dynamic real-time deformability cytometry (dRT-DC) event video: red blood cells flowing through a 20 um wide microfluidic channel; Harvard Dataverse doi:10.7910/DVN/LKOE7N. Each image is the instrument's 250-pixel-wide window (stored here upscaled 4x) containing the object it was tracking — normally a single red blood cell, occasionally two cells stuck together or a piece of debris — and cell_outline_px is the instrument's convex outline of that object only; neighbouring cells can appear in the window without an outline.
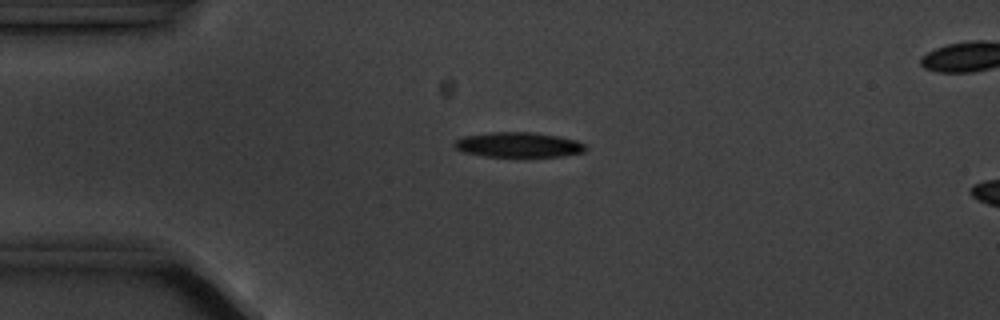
{"species": "common noctule bat (a hibernating species)", "species_latin": "Nyctalus noctula", "temperature_condition": "cold", "stored_images_in_passage": 7, "camera_frame_rate_fps": 3000, "um_per_image_px": 0.085, "animal": {"sex": "male", "body_mass_g": 20.1, "forearm_length_mm": 53.5}, "frame": {"image": 1, "passage_image": 3, "time_ms": 2.0, "image_size_px": [1000, 320], "cell_outline_px": [[584, 152], [564, 156], [484, 156], [464, 152], [456, 148], [452, 144], [456, 140], [464, 136], [492, 132], [536, 132], [560, 136], [576, 140], [584, 144]], "centroid_in_image_um": [44.07, 12.29], "position_along_channel_um": 40.9, "area_um2": 19.02}}
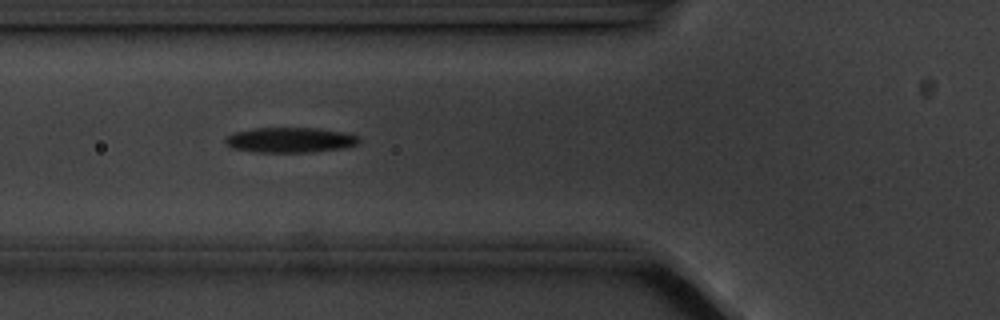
{"frame": {"image": 2, "passage_image": 5, "time_ms": 4.333, "image_size_px": [1000, 320], "cell_outline_px": [[360, 144], [344, 148], [312, 152], [256, 152], [232, 148], [224, 140], [232, 132], [256, 128], [316, 128], [344, 132], [360, 136]], "centroid_in_image_um": [24.71, 11.9], "position_along_channel_um": 101.1, "area_um2": 19.71}}
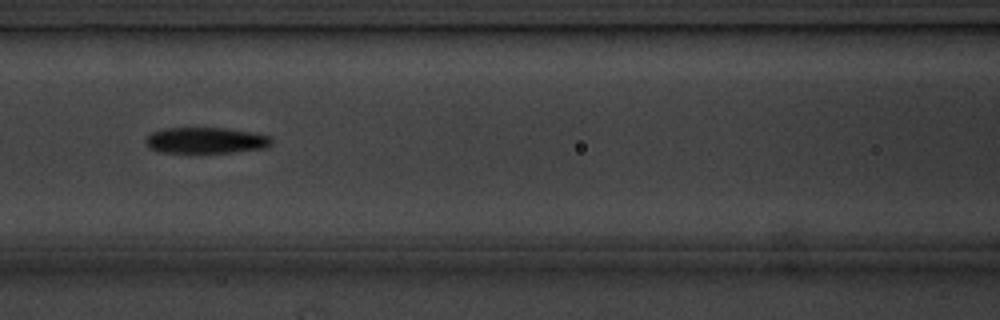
{"frame": {"image": 3, "passage_image": 6, "time_ms": 5.667, "image_size_px": [1000, 320], "cell_outline_px": [[272, 144], [268, 148], [232, 152], [160, 152], [148, 148], [144, 140], [152, 132], [164, 128], [228, 128], [268, 136], [272, 140]], "centroid_in_image_um": [17.47, 11.93], "position_along_channel_um": 149.1, "area_um2": 19.02}}